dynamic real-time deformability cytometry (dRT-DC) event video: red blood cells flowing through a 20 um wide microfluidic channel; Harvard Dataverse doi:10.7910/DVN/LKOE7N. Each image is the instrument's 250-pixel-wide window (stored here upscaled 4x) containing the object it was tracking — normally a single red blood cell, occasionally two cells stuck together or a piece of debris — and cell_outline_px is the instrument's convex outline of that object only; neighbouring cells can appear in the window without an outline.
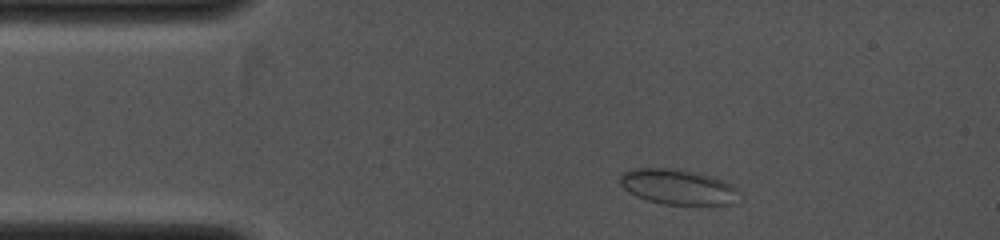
{"species": "common noctule bat (a hibernating species)", "species_latin": "Nyctalus noctula", "temperature_condition": "cold", "stored_images_in_passage": 4, "camera_frame_rate_fps": 4000, "um_per_image_px": 0.085, "animal": {"sex": "female", "body_mass_g": 19.0, "forearm_length_mm": 53.3}, "frame": {"image": 1, "passage_image": 1, "time_ms": 0.0, "image_size_px": [1000, 240], "cell_outline_px": [[740, 192], [732, 204], [664, 204], [648, 200], [636, 196], [628, 192], [620, 184], [620, 176], [624, 172], [636, 168], [668, 168], [692, 172], [712, 176], [724, 180], [732, 184]], "centroid_in_image_um": [57.61, 15.88], "position_along_channel_um": 27.4, "area_um2": 24.22}}
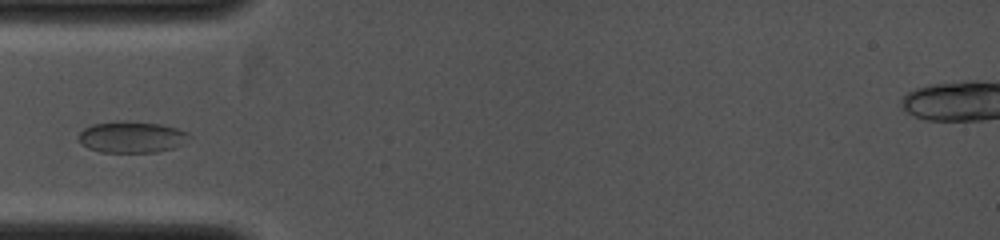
{"frame": {"image": 2, "passage_image": 3, "time_ms": 1.75, "image_size_px": [1000, 240], "cell_outline_px": [[192, 136], [180, 144], [172, 148], [156, 152], [100, 152], [88, 148], [80, 140], [80, 132], [84, 128], [92, 124], [124, 120], [128, 120], [160, 124], [176, 128], [188, 132]], "centroid_in_image_um": [11.2, 11.63], "position_along_channel_um": 73.8, "area_um2": 20.11}}